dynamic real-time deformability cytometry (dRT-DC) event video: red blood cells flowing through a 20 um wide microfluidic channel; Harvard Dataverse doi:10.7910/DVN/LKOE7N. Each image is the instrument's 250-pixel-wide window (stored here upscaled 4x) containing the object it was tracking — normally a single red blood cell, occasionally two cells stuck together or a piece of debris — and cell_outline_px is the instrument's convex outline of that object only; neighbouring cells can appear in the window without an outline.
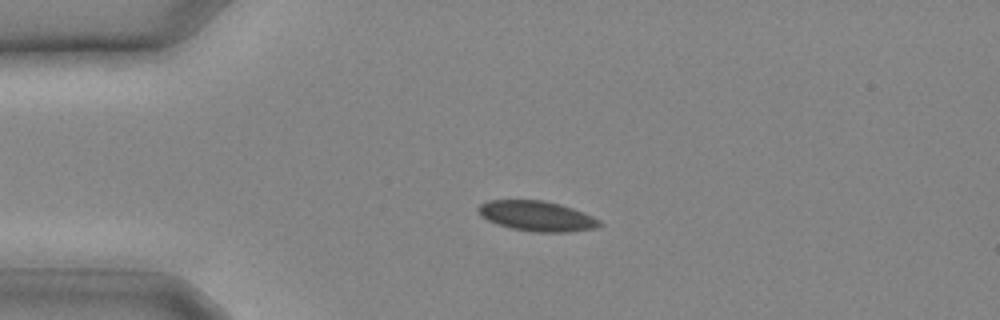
{"species": "common noctule bat (a hibernating species)", "species_latin": "Nyctalus noctula", "temperature_condition": "cold", "stored_images_in_passage": 26, "camera_frame_rate_fps": 3000, "um_per_image_px": 0.085, "animal": {"sex": "male", "body_mass_g": 20.4}, "frame": {"image": 1, "passage_image": 6, "time_ms": 1.667, "image_size_px": [1000, 320], "cell_outline_px": [[604, 224], [596, 228], [568, 232], [536, 232], [512, 228], [488, 220], [480, 216], [476, 208], [480, 204], [488, 200], [544, 200], [560, 204], [572, 208], [592, 216], [600, 220]], "centroid_in_image_um": [45.64, 18.36], "position_along_channel_um": 39.4, "area_um2": 21.27}}
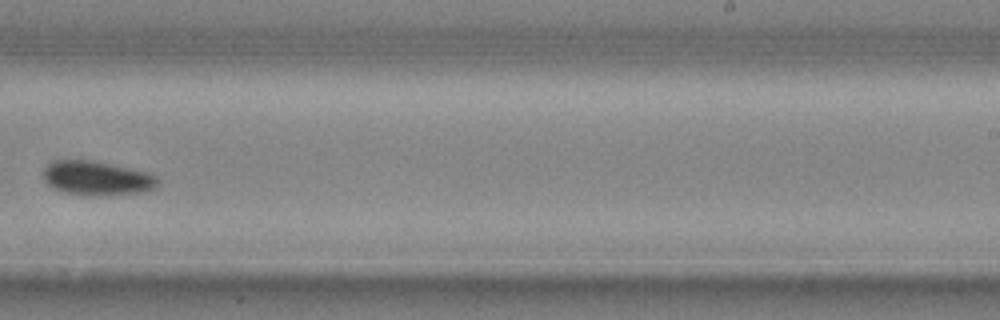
{"frame": {"image": 2, "passage_image": 17, "time_ms": 5.333, "image_size_px": [1000, 320], "cell_outline_px": [[156, 184], [152, 188], [144, 192], [104, 196], [80, 196], [64, 192], [52, 188], [44, 180], [44, 168], [52, 160], [92, 160], [148, 172], [156, 176]], "centroid_in_image_um": [8.18, 15.16], "position_along_channel_um": 280.8, "area_um2": 23.0}}
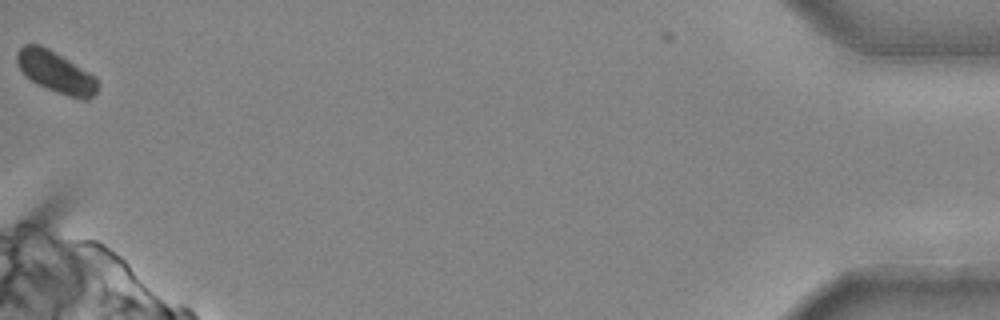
{"frame": {"image": 3, "passage_image": 26, "time_ms": 8.333, "image_size_px": [1000, 320], "cell_outline_px": [[100, 84], [96, 92], [88, 100], [80, 100], [56, 92], [36, 84], [24, 76], [16, 64], [16, 52], [24, 44], [40, 44], [56, 52], [96, 76]], "centroid_in_image_um": [4.74, 6.13], "position_along_channel_um": 430.5, "area_um2": 20.0}}